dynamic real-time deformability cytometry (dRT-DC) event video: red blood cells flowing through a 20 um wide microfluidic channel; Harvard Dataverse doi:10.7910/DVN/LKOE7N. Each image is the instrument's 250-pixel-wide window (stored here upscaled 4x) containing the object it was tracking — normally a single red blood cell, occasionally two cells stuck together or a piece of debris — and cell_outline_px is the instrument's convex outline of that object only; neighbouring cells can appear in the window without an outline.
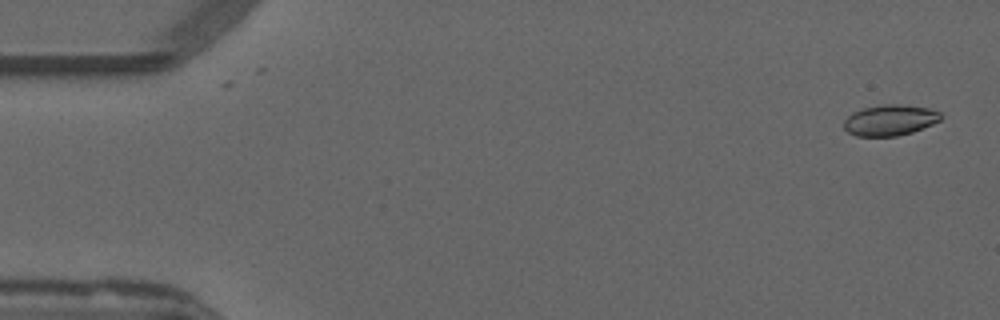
{"species": "common noctule bat (a hibernating species)", "species_latin": "Nyctalus noctula", "temperature_condition": "warm", "stored_images_in_passage": 13, "camera_frame_rate_fps": 3000, "um_per_image_px": 0.085, "animal": {"sex": "male", "forearm_length_mm": 52.5}, "frame": {"image": 1, "passage_image": 1, "time_ms": 0.0, "image_size_px": [1000, 320], "cell_outline_px": [[944, 116], [940, 120], [932, 124], [912, 132], [896, 136], [856, 136], [848, 132], [844, 128], [844, 120], [852, 112], [864, 108], [884, 104], [900, 104], [928, 108], [940, 112]], "centroid_in_image_um": [75.65, 10.21], "position_along_channel_um": 9.4, "area_um2": 17.4}}